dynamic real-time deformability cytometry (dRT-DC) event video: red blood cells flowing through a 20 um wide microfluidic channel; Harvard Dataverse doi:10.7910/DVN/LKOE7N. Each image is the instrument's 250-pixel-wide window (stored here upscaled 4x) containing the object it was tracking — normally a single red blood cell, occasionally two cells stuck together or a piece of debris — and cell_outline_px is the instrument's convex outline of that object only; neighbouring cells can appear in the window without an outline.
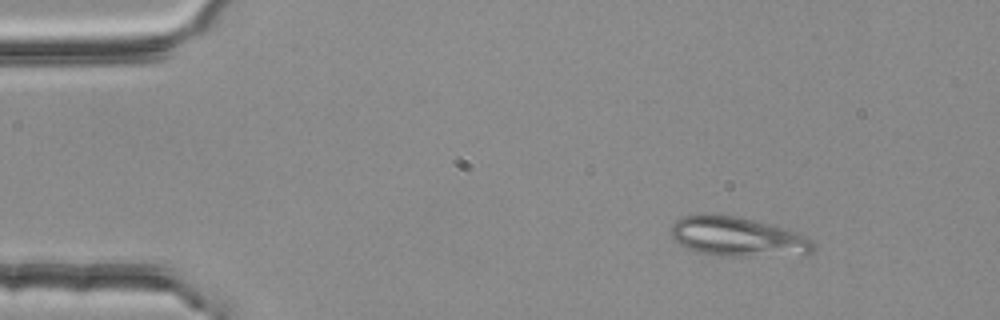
{"species": "common noctule bat (a hibernating species)", "species_latin": "Nyctalus noctula", "temperature_condition": "room temperature", "stored_images_in_passage": 2, "camera_frame_rate_fps": 3000, "um_per_image_px": 0.085, "animal": {"sex": "female", "body_mass_g": 25.1}, "frame": {"image": 1, "passage_image": 1, "time_ms": 0.0, "image_size_px": [1000, 320], "cell_outline_px": [[816, 244], [812, 252], [808, 256], [716, 256], [696, 252], [680, 244], [672, 236], [672, 224], [680, 216], [700, 212], [708, 212], [736, 216], [788, 228], [800, 232], [812, 240]], "centroid_in_image_um": [62.76, 20.12], "position_along_channel_um": 22.2, "area_um2": 33.93}}